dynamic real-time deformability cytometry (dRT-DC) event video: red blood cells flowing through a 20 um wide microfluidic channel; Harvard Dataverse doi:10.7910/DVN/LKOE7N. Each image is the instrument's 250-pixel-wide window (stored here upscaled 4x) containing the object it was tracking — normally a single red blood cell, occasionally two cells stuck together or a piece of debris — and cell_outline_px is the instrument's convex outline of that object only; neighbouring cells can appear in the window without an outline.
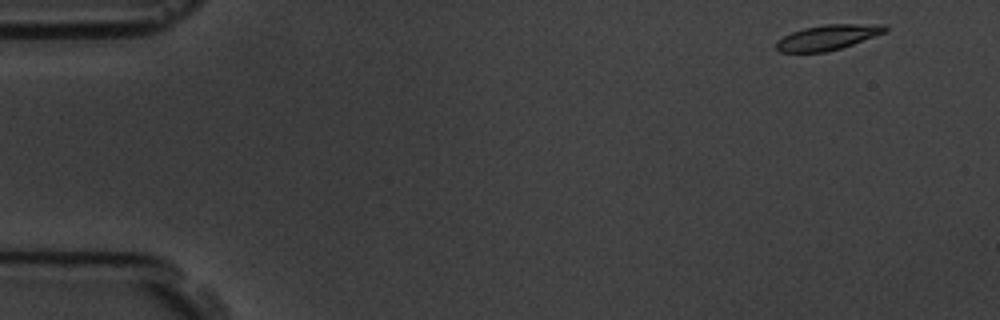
{"species": "common noctule bat (a hibernating species)", "species_latin": "Nyctalus noctula", "temperature_condition": "room temperature", "stored_images_in_passage": 54, "camera_frame_rate_fps": 3000, "um_per_image_px": 0.085, "animal": {"sex": "male", "body_mass_g": 19.5, "forearm_length_mm": 54.6}, "frame": {"image": 1, "passage_image": 1, "time_ms": 0.0, "image_size_px": [1000, 320], "cell_outline_px": [[888, 32], [840, 48], [824, 52], [780, 52], [776, 48], [776, 40], [792, 32], [804, 28], [824, 24], [884, 24], [888, 28]], "centroid_in_image_um": [70.38, 3.16], "position_along_channel_um": 14.6, "area_um2": 15.95}}
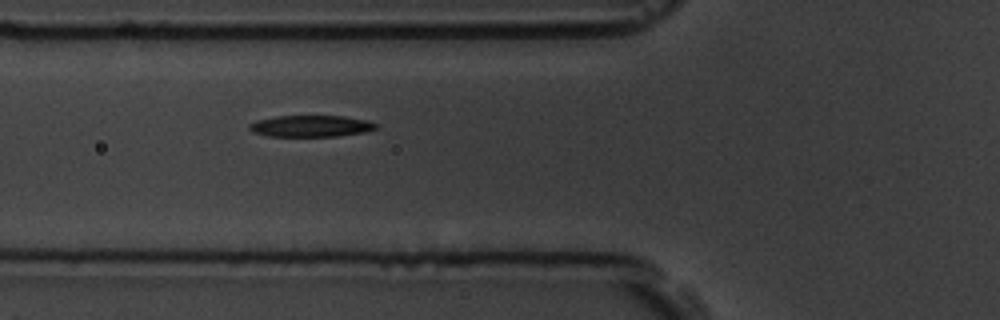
{"frame": {"image": 2, "passage_image": 18, "time_ms": 5.667, "image_size_px": [1000, 320], "cell_outline_px": [[376, 128], [364, 132], [336, 136], [268, 136], [252, 132], [248, 128], [248, 124], [256, 120], [276, 116], [344, 116], [368, 120], [376, 124]], "centroid_in_image_um": [26.38, 10.71], "position_along_channel_um": 99.4, "area_um2": 15.84}}
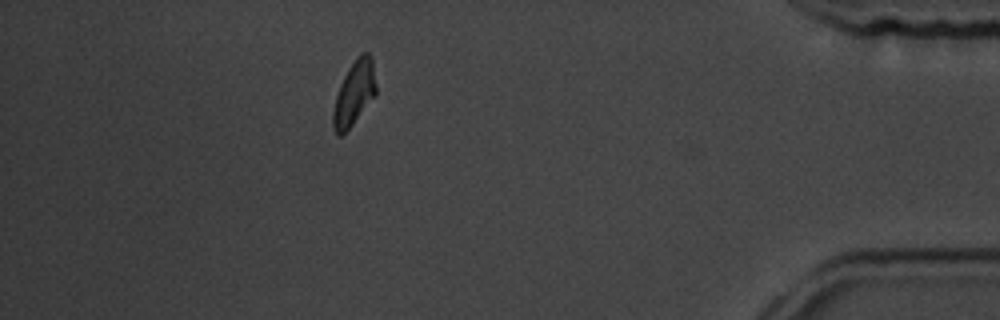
{"frame": {"image": 3, "passage_image": 48, "time_ms": 15.667, "image_size_px": [1000, 320], "cell_outline_px": [[376, 96], [352, 124], [340, 136], [336, 136], [332, 128], [332, 112], [336, 96], [340, 84], [348, 68], [356, 56], [360, 52], [368, 52], [372, 56], [376, 84]], "centroid_in_image_um": [30.11, 7.9], "position_along_channel_um": 405.1, "area_um2": 16.36}, "authors_computed_cell_mechanics": {"area_um2": 16.4152, "velocity_mm_per_s": 3.5352, "shape_relaxation_time_tau1_ms": 3.1064, "shape_relaxation_time_tau2_ms": 2.4461, "deformation_change_tau1": 0.1436, "deformation_change_tau2": 0.0885}}